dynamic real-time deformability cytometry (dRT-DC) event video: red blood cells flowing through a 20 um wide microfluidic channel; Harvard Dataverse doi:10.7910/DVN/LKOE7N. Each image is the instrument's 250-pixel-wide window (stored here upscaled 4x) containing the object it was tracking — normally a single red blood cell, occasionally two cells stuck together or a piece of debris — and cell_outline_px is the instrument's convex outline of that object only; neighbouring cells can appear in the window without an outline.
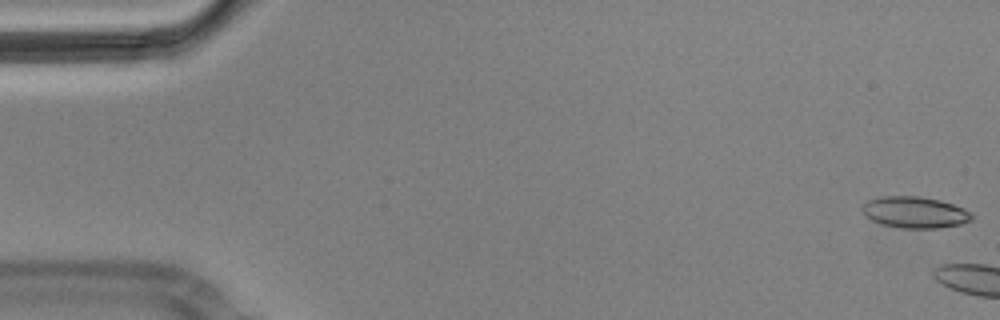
{"species": "Egyptian fruit bat (a non-hibernating species)", "species_latin": "Rousettus aegyptiacus", "temperature_condition": "cold", "stored_images_in_passage": 4, "camera_frame_rate_fps": 3000, "um_per_image_px": 0.085, "animal": {"sex": "male"}, "frame": {"image": 1, "passage_image": 1, "time_ms": 0.0, "image_size_px": [1000, 320], "cell_outline_px": [[972, 220], [960, 224], [940, 228], [900, 228], [880, 224], [864, 216], [860, 208], [868, 200], [880, 196], [920, 196], [940, 200], [964, 208], [972, 212]], "centroid_in_image_um": [77.74, 18.05], "position_along_channel_um": 7.3, "area_um2": 20.29}}